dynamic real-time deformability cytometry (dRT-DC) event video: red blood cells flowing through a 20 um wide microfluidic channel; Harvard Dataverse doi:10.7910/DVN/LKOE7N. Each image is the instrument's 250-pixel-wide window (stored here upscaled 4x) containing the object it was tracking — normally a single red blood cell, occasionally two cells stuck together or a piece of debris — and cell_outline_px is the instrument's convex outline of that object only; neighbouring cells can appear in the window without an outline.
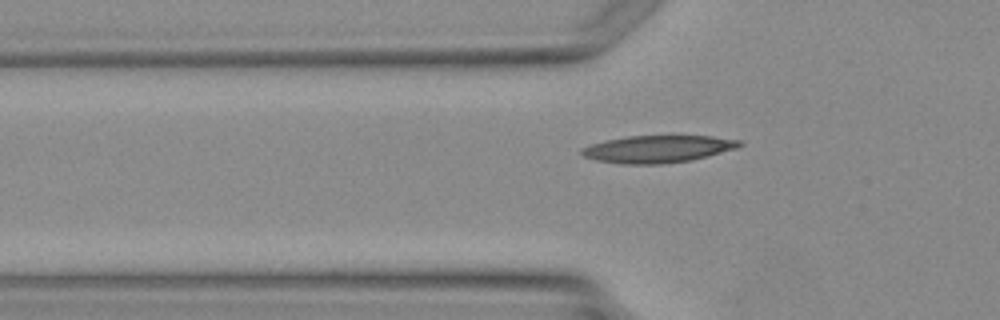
{"species": "Egyptian fruit bat (a non-hibernating species)", "species_latin": "Rousettus aegyptiacus", "temperature_condition": "warm", "stored_images_in_passage": 4, "camera_frame_rate_fps": 3000, "um_per_image_px": 0.085, "animal": {"sex": "female"}, "frame": {"image": 1, "passage_image": 4, "time_ms": 3.667, "image_size_px": [1000, 320], "cell_outline_px": [[744, 144], [736, 148], [692, 160], [660, 164], [620, 164], [596, 160], [584, 156], [580, 152], [580, 148], [592, 144], [608, 140], [628, 136], [712, 136], [740, 140]], "centroid_in_image_um": [55.91, 12.67], "position_along_channel_um": 69.9, "area_um2": 24.91}}